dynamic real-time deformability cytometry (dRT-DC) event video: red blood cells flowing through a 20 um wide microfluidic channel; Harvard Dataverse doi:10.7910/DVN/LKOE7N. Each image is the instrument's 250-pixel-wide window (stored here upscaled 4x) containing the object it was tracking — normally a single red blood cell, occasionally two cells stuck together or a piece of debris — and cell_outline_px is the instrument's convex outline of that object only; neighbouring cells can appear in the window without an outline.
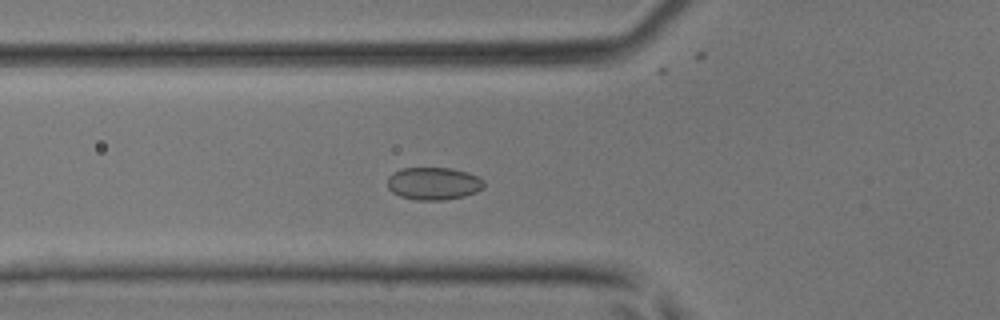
{"species": "common noctule bat (a hibernating species)", "species_latin": "Nyctalus noctula", "temperature_condition": "room temperature", "stored_images_in_passage": 44, "camera_frame_rate_fps": 3000, "um_per_image_px": 0.085, "animal": {"sex": "male", "body_mass_g": 17.9, "forearm_length_mm": 54.2}, "frame": {"image": 1, "passage_image": 16, "time_ms": 5.0, "image_size_px": [1000, 320], "cell_outline_px": [[484, 188], [476, 192], [464, 196], [444, 200], [416, 200], [400, 196], [392, 192], [388, 188], [388, 176], [392, 172], [400, 168], [452, 168], [468, 172], [484, 180]], "centroid_in_image_um": [36.84, 15.59], "position_along_channel_um": 89.0, "area_um2": 18.5}}
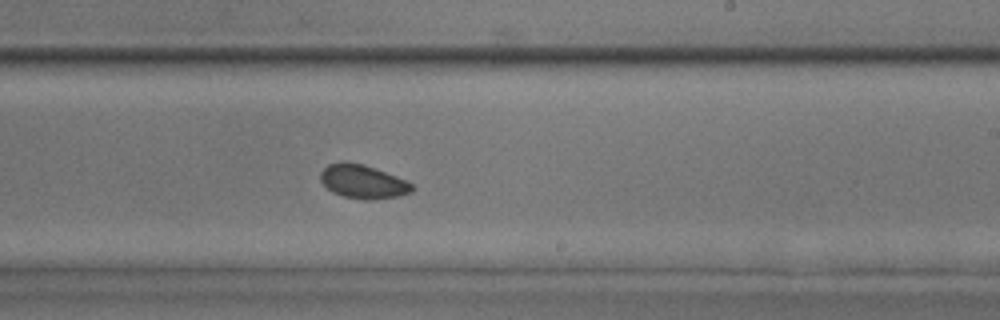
{"frame": {"image": 2, "passage_image": 27, "time_ms": 8.667, "image_size_px": [1000, 320], "cell_outline_px": [[416, 188], [412, 192], [396, 196], [372, 200], [364, 200], [344, 196], [332, 192], [320, 180], [320, 172], [328, 164], [344, 160], [364, 164], [376, 168], [408, 180]], "centroid_in_image_um": [30.87, 15.42], "position_along_channel_um": 258.1, "area_um2": 18.26}}
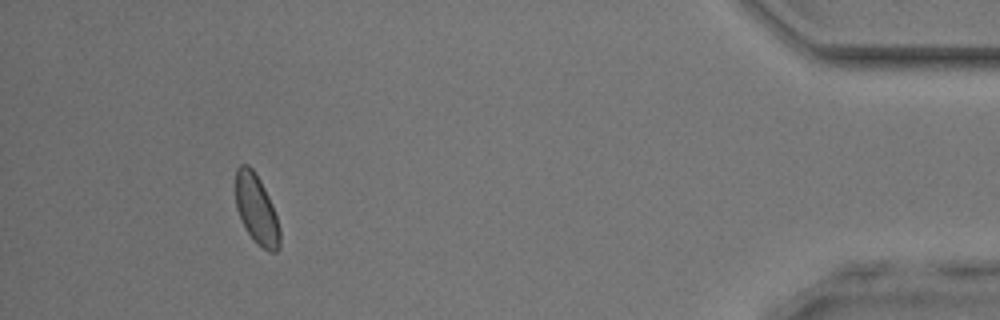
{"frame": {"image": 3, "passage_image": 41, "time_ms": 13.333, "image_size_px": [1000, 320], "cell_outline_px": [[280, 248], [276, 252], [268, 252], [256, 244], [248, 232], [236, 208], [236, 168], [240, 164], [248, 164], [252, 168], [260, 180], [272, 204], [280, 228]], "centroid_in_image_um": [21.81, 17.82], "position_along_channel_um": 413.4, "area_um2": 17.86}}